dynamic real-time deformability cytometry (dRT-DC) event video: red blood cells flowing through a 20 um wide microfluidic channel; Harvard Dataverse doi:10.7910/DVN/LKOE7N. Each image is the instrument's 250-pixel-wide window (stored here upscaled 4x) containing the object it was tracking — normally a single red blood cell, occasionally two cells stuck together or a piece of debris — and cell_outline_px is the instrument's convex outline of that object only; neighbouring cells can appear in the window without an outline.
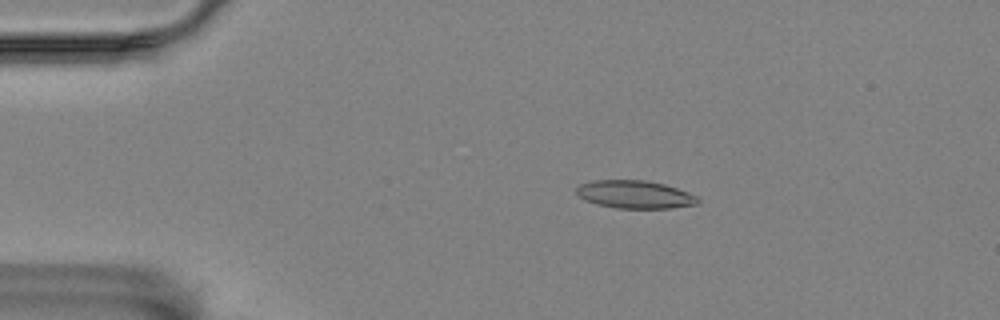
{"species": "Egyptian fruit bat (a non-hibernating species)", "species_latin": "Rousettus aegyptiacus", "temperature_condition": "room temperature", "stored_images_in_passage": 57, "camera_frame_rate_fps": 3000, "um_per_image_px": 0.085, "animal": {"sex": "female"}, "frame": {"image": 1, "passage_image": 11, "time_ms": 3.333, "image_size_px": [1000, 320], "cell_outline_px": [[700, 200], [696, 204], [672, 208], [616, 208], [596, 204], [580, 196], [576, 192], [576, 188], [580, 184], [592, 180], [648, 180], [664, 184], [688, 192], [696, 196]], "centroid_in_image_um": [53.96, 16.52], "position_along_channel_um": 31.0, "area_um2": 19.65}}
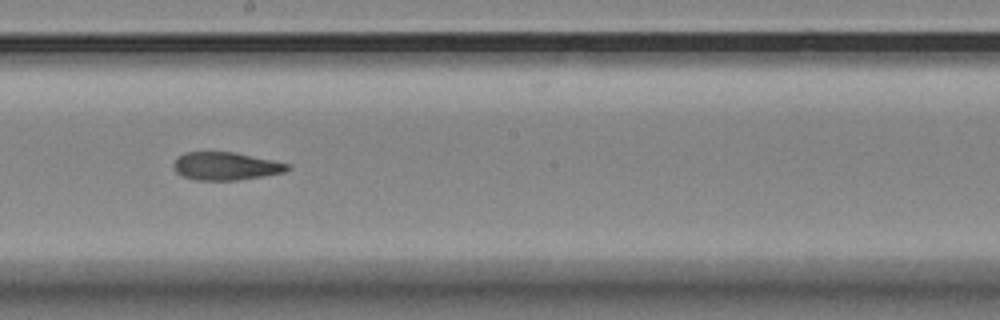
{"frame": {"image": 2, "passage_image": 32, "time_ms": 10.333, "image_size_px": [1000, 320], "cell_outline_px": [[292, 168], [284, 172], [236, 180], [196, 180], [184, 176], [176, 172], [176, 160], [184, 152], [236, 152], [272, 160], [288, 164]], "centroid_in_image_um": [19.22, 14.11], "position_along_channel_um": 229.0, "area_um2": 18.15}}
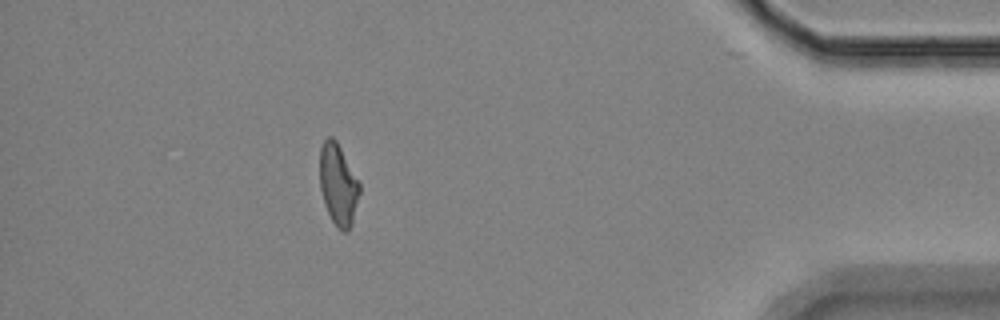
{"frame": {"image": 3, "passage_image": 51, "time_ms": 16.667, "image_size_px": [1000, 320], "cell_outline_px": [[360, 192], [352, 224], [348, 232], [344, 232], [336, 228], [324, 204], [320, 188], [320, 148], [324, 140], [328, 136], [332, 136], [336, 140], [360, 184]], "centroid_in_image_um": [28.74, 15.72], "position_along_channel_um": 406.5, "area_um2": 18.84}, "authors_computed_cell_mechanics": {"area_um2": 19.1896, "velocity_mm_per_s": 3.5284, "shape_relaxation_time_tau1_ms": null, "shape_relaxation_time_tau2_ms": 5.3873, "deformation_change_tau1": null, "deformation_change_tau2": 0.1492}}